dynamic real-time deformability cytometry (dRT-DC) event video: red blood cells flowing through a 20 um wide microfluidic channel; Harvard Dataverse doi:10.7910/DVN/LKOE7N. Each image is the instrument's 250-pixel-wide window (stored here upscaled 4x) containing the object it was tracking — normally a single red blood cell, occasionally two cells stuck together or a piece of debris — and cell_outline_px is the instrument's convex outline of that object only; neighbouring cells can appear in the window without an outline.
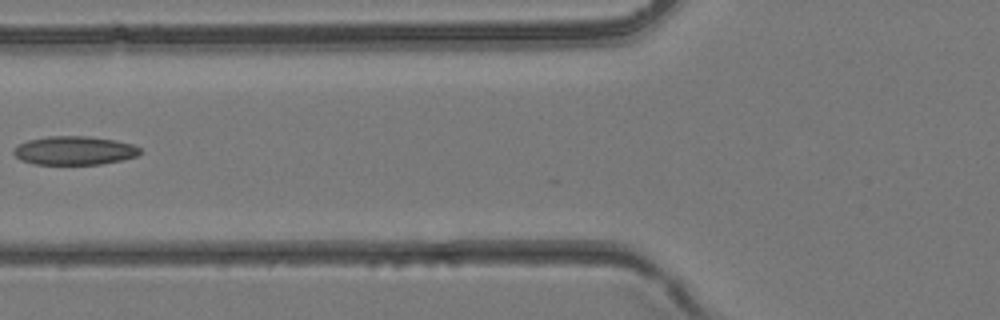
{"species": "common noctule bat (a hibernating species)", "species_latin": "Nyctalus noctula", "temperature_condition": "room temperature", "stored_images_in_passage": 5, "camera_frame_rate_fps": 3000, "um_per_image_px": 0.085, "animal": {"sex": "female", "body_mass_g": 24.6, "forearm_length_mm": 56.2}, "frame": {"image": 1, "passage_image": 5, "time_ms": 1.333, "image_size_px": [1000, 320], "cell_outline_px": [[144, 152], [136, 156], [120, 160], [100, 164], [36, 164], [20, 160], [12, 152], [12, 148], [28, 140], [48, 136], [88, 136], [116, 140], [132, 144], [140, 148]], "centroid_in_image_um": [6.32, 12.79], "position_along_channel_um": 119.5, "area_um2": 21.15}}